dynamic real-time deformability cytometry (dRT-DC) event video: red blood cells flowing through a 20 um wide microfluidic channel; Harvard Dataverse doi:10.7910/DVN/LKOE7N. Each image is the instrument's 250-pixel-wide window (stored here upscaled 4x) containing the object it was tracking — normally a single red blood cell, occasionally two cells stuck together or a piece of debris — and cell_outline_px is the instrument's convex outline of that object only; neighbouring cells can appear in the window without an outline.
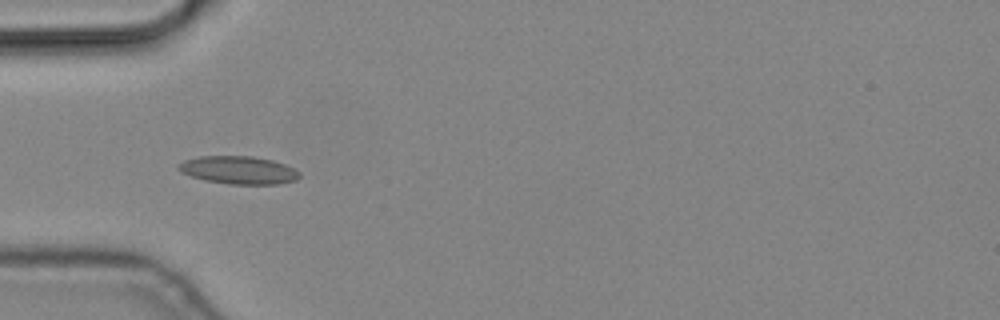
{"species": "common noctule bat (a hibernating species)", "species_latin": "Nyctalus noctula", "temperature_condition": "cold", "stored_images_in_passage": 4, "camera_frame_rate_fps": 3000, "um_per_image_px": 0.085, "animal": {"sex": "male", "body_mass_g": 19.2, "forearm_length_mm": 51.8}, "frame": {"image": 1, "passage_image": 4, "time_ms": 1.0, "image_size_px": [1000, 320], "cell_outline_px": [[300, 176], [296, 180], [280, 184], [228, 184], [204, 180], [180, 172], [176, 168], [176, 164], [184, 160], [200, 156], [252, 156], [272, 160], [284, 164], [300, 172]], "centroid_in_image_um": [20.25, 14.46], "position_along_channel_um": 64.8, "area_um2": 19.77}}